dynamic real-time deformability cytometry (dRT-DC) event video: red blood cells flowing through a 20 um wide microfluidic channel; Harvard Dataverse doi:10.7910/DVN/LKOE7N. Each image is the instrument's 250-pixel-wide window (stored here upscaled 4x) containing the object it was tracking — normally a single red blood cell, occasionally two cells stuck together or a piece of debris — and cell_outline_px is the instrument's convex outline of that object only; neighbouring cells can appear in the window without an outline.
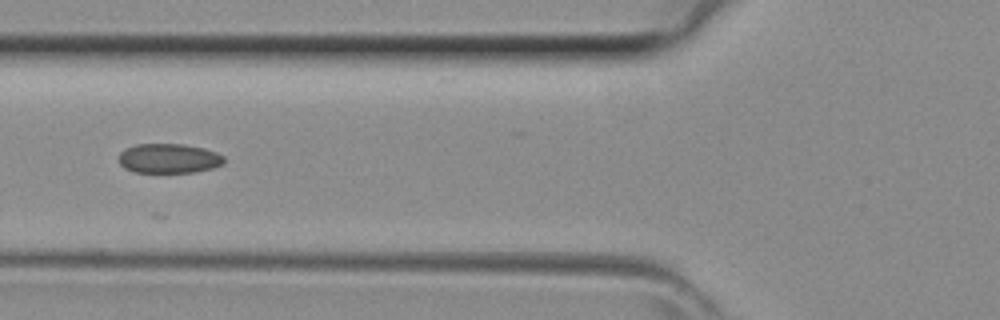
{"species": "common noctule bat (a hibernating species)", "species_latin": "Nyctalus noctula", "temperature_condition": "room temperature", "stored_images_in_passage": 11, "camera_frame_rate_fps": 3000, "um_per_image_px": 0.085, "animal": {"sex": "female", "body_mass_g": 29.2, "forearm_length_mm": 56.3}, "frame": {"image": 1, "passage_image": 4, "time_ms": 1.0, "image_size_px": [1000, 320], "cell_outline_px": [[224, 164], [212, 168], [192, 172], [136, 172], [124, 168], [120, 164], [120, 152], [136, 144], [184, 144], [204, 148], [216, 152], [224, 156]], "centroid_in_image_um": [14.38, 13.46], "position_along_channel_um": 111.4, "area_um2": 18.03}}
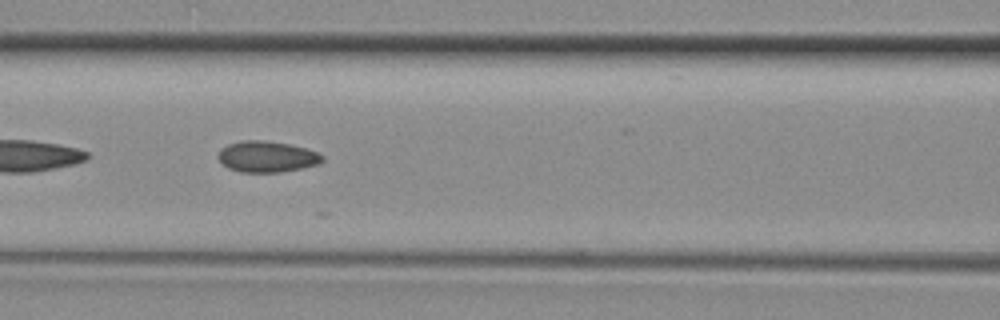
{"frame": {"image": 2, "passage_image": 6, "time_ms": 1.667, "image_size_px": [1000, 320], "cell_outline_px": [[324, 160], [320, 164], [280, 172], [240, 172], [228, 168], [220, 160], [220, 152], [228, 144], [240, 140], [264, 140], [288, 144], [304, 148], [316, 152], [324, 156]], "centroid_in_image_um": [22.72, 13.32], "position_along_channel_um": 143.9, "area_um2": 18.61}}
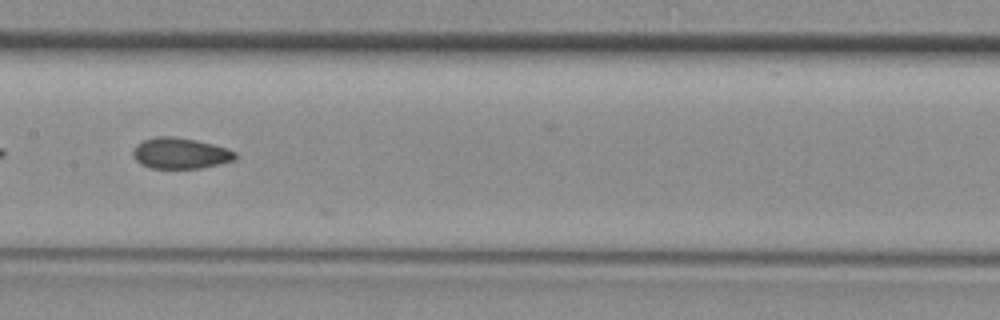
{"frame": {"image": 3, "passage_image": 9, "time_ms": 2.667, "image_size_px": [1000, 320], "cell_outline_px": [[236, 160], [200, 168], [152, 168], [140, 164], [132, 156], [132, 152], [136, 144], [144, 140], [156, 136], [172, 136], [196, 140], [228, 148], [236, 152]], "centroid_in_image_um": [15.32, 13.02], "position_along_channel_um": 192.1, "area_um2": 18.5}}